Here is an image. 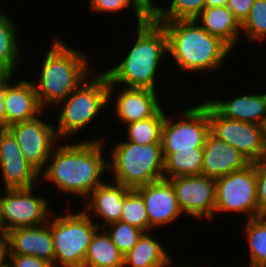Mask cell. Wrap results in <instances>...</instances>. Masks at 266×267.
Here are the masks:
<instances>
[{"label":"cell","instance_id":"f35d334b","mask_svg":"<svg viewBox=\"0 0 266 267\" xmlns=\"http://www.w3.org/2000/svg\"><path fill=\"white\" fill-rule=\"evenodd\" d=\"M7 240H0V267L7 263Z\"/></svg>","mask_w":266,"mask_h":267},{"label":"cell","instance_id":"4fadbf2b","mask_svg":"<svg viewBox=\"0 0 266 267\" xmlns=\"http://www.w3.org/2000/svg\"><path fill=\"white\" fill-rule=\"evenodd\" d=\"M175 191L182 213L194 219L214 217L216 190L215 179L204 175L177 176L168 179Z\"/></svg>","mask_w":266,"mask_h":267},{"label":"cell","instance_id":"7bdbcfd3","mask_svg":"<svg viewBox=\"0 0 266 267\" xmlns=\"http://www.w3.org/2000/svg\"><path fill=\"white\" fill-rule=\"evenodd\" d=\"M181 267H197V266H191V265H190V266H189V265L183 266V265H182ZM198 267H199V266H198ZM200 267H201V266H200ZM203 267H204V266H203Z\"/></svg>","mask_w":266,"mask_h":267},{"label":"cell","instance_id":"d6a6232c","mask_svg":"<svg viewBox=\"0 0 266 267\" xmlns=\"http://www.w3.org/2000/svg\"><path fill=\"white\" fill-rule=\"evenodd\" d=\"M91 11L96 12H121L129 7L136 14L137 25L145 22L148 18L132 3L131 0H90Z\"/></svg>","mask_w":266,"mask_h":267},{"label":"cell","instance_id":"e575fe53","mask_svg":"<svg viewBox=\"0 0 266 267\" xmlns=\"http://www.w3.org/2000/svg\"><path fill=\"white\" fill-rule=\"evenodd\" d=\"M7 260L10 267H53L46 260L32 255H7Z\"/></svg>","mask_w":266,"mask_h":267},{"label":"cell","instance_id":"8d00e7d4","mask_svg":"<svg viewBox=\"0 0 266 267\" xmlns=\"http://www.w3.org/2000/svg\"><path fill=\"white\" fill-rule=\"evenodd\" d=\"M132 3L147 17L154 18L161 7L154 4L153 0H131Z\"/></svg>","mask_w":266,"mask_h":267},{"label":"cell","instance_id":"2e32d148","mask_svg":"<svg viewBox=\"0 0 266 267\" xmlns=\"http://www.w3.org/2000/svg\"><path fill=\"white\" fill-rule=\"evenodd\" d=\"M47 225L45 223L10 230L7 234V255H32L46 260L54 267L53 238L51 228Z\"/></svg>","mask_w":266,"mask_h":267},{"label":"cell","instance_id":"7a4b0ae2","mask_svg":"<svg viewBox=\"0 0 266 267\" xmlns=\"http://www.w3.org/2000/svg\"><path fill=\"white\" fill-rule=\"evenodd\" d=\"M137 37L125 59L103 72L114 86L157 90L155 75L164 55H168V38L164 27L153 18L137 25ZM122 84V85H121ZM125 84V85H124Z\"/></svg>","mask_w":266,"mask_h":267},{"label":"cell","instance_id":"5b68a950","mask_svg":"<svg viewBox=\"0 0 266 267\" xmlns=\"http://www.w3.org/2000/svg\"><path fill=\"white\" fill-rule=\"evenodd\" d=\"M108 171L114 172V182L136 189L164 178L162 144L139 145L121 142L112 147ZM112 162V163H110Z\"/></svg>","mask_w":266,"mask_h":267},{"label":"cell","instance_id":"1f68e13d","mask_svg":"<svg viewBox=\"0 0 266 267\" xmlns=\"http://www.w3.org/2000/svg\"><path fill=\"white\" fill-rule=\"evenodd\" d=\"M105 231L123 255L137 244L138 239L144 233L141 229L121 220L108 224Z\"/></svg>","mask_w":266,"mask_h":267},{"label":"cell","instance_id":"836d02e7","mask_svg":"<svg viewBox=\"0 0 266 267\" xmlns=\"http://www.w3.org/2000/svg\"><path fill=\"white\" fill-rule=\"evenodd\" d=\"M259 217H266V159L255 162Z\"/></svg>","mask_w":266,"mask_h":267},{"label":"cell","instance_id":"277c9868","mask_svg":"<svg viewBox=\"0 0 266 267\" xmlns=\"http://www.w3.org/2000/svg\"><path fill=\"white\" fill-rule=\"evenodd\" d=\"M88 61L83 52L56 39L44 57L40 77L32 82L41 107L51 103L59 107L61 101L88 79L91 73Z\"/></svg>","mask_w":266,"mask_h":267},{"label":"cell","instance_id":"7c38bea8","mask_svg":"<svg viewBox=\"0 0 266 267\" xmlns=\"http://www.w3.org/2000/svg\"><path fill=\"white\" fill-rule=\"evenodd\" d=\"M39 116L12 124L7 129L16 139L25 160L41 175L59 138L55 126Z\"/></svg>","mask_w":266,"mask_h":267},{"label":"cell","instance_id":"6da1fadb","mask_svg":"<svg viewBox=\"0 0 266 267\" xmlns=\"http://www.w3.org/2000/svg\"><path fill=\"white\" fill-rule=\"evenodd\" d=\"M103 140H82L78 143L63 144L53 148L49 164L42 172L45 181L51 182L61 193L84 197L104 181L101 177L108 170ZM51 160V161H50ZM51 163H50V162ZM106 171V172H105ZM103 175V176H101Z\"/></svg>","mask_w":266,"mask_h":267},{"label":"cell","instance_id":"d6986e66","mask_svg":"<svg viewBox=\"0 0 266 267\" xmlns=\"http://www.w3.org/2000/svg\"><path fill=\"white\" fill-rule=\"evenodd\" d=\"M13 74H7V94L4 99L6 128L18 122L29 121L43 113L32 81L10 83Z\"/></svg>","mask_w":266,"mask_h":267},{"label":"cell","instance_id":"7402d4cb","mask_svg":"<svg viewBox=\"0 0 266 267\" xmlns=\"http://www.w3.org/2000/svg\"><path fill=\"white\" fill-rule=\"evenodd\" d=\"M195 20L206 32L219 38L231 50L240 42L241 24L227 6L205 8Z\"/></svg>","mask_w":266,"mask_h":267},{"label":"cell","instance_id":"ba28073f","mask_svg":"<svg viewBox=\"0 0 266 267\" xmlns=\"http://www.w3.org/2000/svg\"><path fill=\"white\" fill-rule=\"evenodd\" d=\"M200 104L208 111L212 135L233 146L250 163L266 159L265 126L225 118L206 100Z\"/></svg>","mask_w":266,"mask_h":267},{"label":"cell","instance_id":"9a60e30c","mask_svg":"<svg viewBox=\"0 0 266 267\" xmlns=\"http://www.w3.org/2000/svg\"><path fill=\"white\" fill-rule=\"evenodd\" d=\"M136 190L141 194L150 226L159 227L174 222L182 211L176 199L174 188L168 179L140 186Z\"/></svg>","mask_w":266,"mask_h":267},{"label":"cell","instance_id":"603a6c76","mask_svg":"<svg viewBox=\"0 0 266 267\" xmlns=\"http://www.w3.org/2000/svg\"><path fill=\"white\" fill-rule=\"evenodd\" d=\"M149 232H144L137 244L124 255L123 267H170L171 256L165 247L154 239Z\"/></svg>","mask_w":266,"mask_h":267},{"label":"cell","instance_id":"60d3db41","mask_svg":"<svg viewBox=\"0 0 266 267\" xmlns=\"http://www.w3.org/2000/svg\"><path fill=\"white\" fill-rule=\"evenodd\" d=\"M7 234L8 232L6 231L1 219V207H0V240H7Z\"/></svg>","mask_w":266,"mask_h":267},{"label":"cell","instance_id":"3957f363","mask_svg":"<svg viewBox=\"0 0 266 267\" xmlns=\"http://www.w3.org/2000/svg\"><path fill=\"white\" fill-rule=\"evenodd\" d=\"M167 34L168 53L180 72L218 71L232 51L196 20L157 21Z\"/></svg>","mask_w":266,"mask_h":267},{"label":"cell","instance_id":"ac0fdd59","mask_svg":"<svg viewBox=\"0 0 266 267\" xmlns=\"http://www.w3.org/2000/svg\"><path fill=\"white\" fill-rule=\"evenodd\" d=\"M201 175L214 179L244 169L250 162L233 146L219 140L211 133L203 147Z\"/></svg>","mask_w":266,"mask_h":267},{"label":"cell","instance_id":"83f0119b","mask_svg":"<svg viewBox=\"0 0 266 267\" xmlns=\"http://www.w3.org/2000/svg\"><path fill=\"white\" fill-rule=\"evenodd\" d=\"M245 222L249 262L266 265V217L250 218Z\"/></svg>","mask_w":266,"mask_h":267},{"label":"cell","instance_id":"30bf717a","mask_svg":"<svg viewBox=\"0 0 266 267\" xmlns=\"http://www.w3.org/2000/svg\"><path fill=\"white\" fill-rule=\"evenodd\" d=\"M182 113V119L176 122L165 115L161 129L162 152L193 151V148L204 147L210 134L208 111L198 104Z\"/></svg>","mask_w":266,"mask_h":267},{"label":"cell","instance_id":"ab89813d","mask_svg":"<svg viewBox=\"0 0 266 267\" xmlns=\"http://www.w3.org/2000/svg\"><path fill=\"white\" fill-rule=\"evenodd\" d=\"M206 8L227 6L228 0H205Z\"/></svg>","mask_w":266,"mask_h":267},{"label":"cell","instance_id":"d4e9b609","mask_svg":"<svg viewBox=\"0 0 266 267\" xmlns=\"http://www.w3.org/2000/svg\"><path fill=\"white\" fill-rule=\"evenodd\" d=\"M16 26L12 18L0 10V74H13L22 63Z\"/></svg>","mask_w":266,"mask_h":267},{"label":"cell","instance_id":"d590c367","mask_svg":"<svg viewBox=\"0 0 266 267\" xmlns=\"http://www.w3.org/2000/svg\"><path fill=\"white\" fill-rule=\"evenodd\" d=\"M254 0H228L227 7L241 24L249 14Z\"/></svg>","mask_w":266,"mask_h":267},{"label":"cell","instance_id":"8fae6325","mask_svg":"<svg viewBox=\"0 0 266 267\" xmlns=\"http://www.w3.org/2000/svg\"><path fill=\"white\" fill-rule=\"evenodd\" d=\"M0 196L1 219L7 232L17 227L38 226L52 219L45 197L35 196L33 187L5 189Z\"/></svg>","mask_w":266,"mask_h":267},{"label":"cell","instance_id":"5bb4252c","mask_svg":"<svg viewBox=\"0 0 266 267\" xmlns=\"http://www.w3.org/2000/svg\"><path fill=\"white\" fill-rule=\"evenodd\" d=\"M0 171L4 189L31 188L41 178L25 160L16 139L7 128L0 129Z\"/></svg>","mask_w":266,"mask_h":267},{"label":"cell","instance_id":"ffe728a7","mask_svg":"<svg viewBox=\"0 0 266 267\" xmlns=\"http://www.w3.org/2000/svg\"><path fill=\"white\" fill-rule=\"evenodd\" d=\"M130 190L131 188L125 187L120 183L114 181L113 183H106L104 181L87 197L90 202L87 201L89 205L84 208V211L88 215H96L99 221L101 219L104 222L103 226L120 221L123 201Z\"/></svg>","mask_w":266,"mask_h":267},{"label":"cell","instance_id":"f1b7e54d","mask_svg":"<svg viewBox=\"0 0 266 267\" xmlns=\"http://www.w3.org/2000/svg\"><path fill=\"white\" fill-rule=\"evenodd\" d=\"M122 208L121 221L141 229L143 232H149L154 229L149 224L145 202L136 189H131L127 193Z\"/></svg>","mask_w":266,"mask_h":267},{"label":"cell","instance_id":"74e56055","mask_svg":"<svg viewBox=\"0 0 266 267\" xmlns=\"http://www.w3.org/2000/svg\"><path fill=\"white\" fill-rule=\"evenodd\" d=\"M7 94V74H0V129L6 128L4 99Z\"/></svg>","mask_w":266,"mask_h":267},{"label":"cell","instance_id":"f546056e","mask_svg":"<svg viewBox=\"0 0 266 267\" xmlns=\"http://www.w3.org/2000/svg\"><path fill=\"white\" fill-rule=\"evenodd\" d=\"M171 2V3H170ZM170 7L160 8L155 21L195 20L206 8L205 0H171Z\"/></svg>","mask_w":266,"mask_h":267},{"label":"cell","instance_id":"44dd1931","mask_svg":"<svg viewBox=\"0 0 266 267\" xmlns=\"http://www.w3.org/2000/svg\"><path fill=\"white\" fill-rule=\"evenodd\" d=\"M223 117L266 127V93L241 95L233 100H208Z\"/></svg>","mask_w":266,"mask_h":267},{"label":"cell","instance_id":"8992f818","mask_svg":"<svg viewBox=\"0 0 266 267\" xmlns=\"http://www.w3.org/2000/svg\"><path fill=\"white\" fill-rule=\"evenodd\" d=\"M109 102V81L104 73L91 76L75 89L66 99L61 101L62 110L59 113L55 127L57 137L73 136L83 127L89 125L99 112Z\"/></svg>","mask_w":266,"mask_h":267},{"label":"cell","instance_id":"4316f807","mask_svg":"<svg viewBox=\"0 0 266 267\" xmlns=\"http://www.w3.org/2000/svg\"><path fill=\"white\" fill-rule=\"evenodd\" d=\"M162 107L151 117L127 124V142L139 145L161 143V129L165 119Z\"/></svg>","mask_w":266,"mask_h":267},{"label":"cell","instance_id":"9c48e42d","mask_svg":"<svg viewBox=\"0 0 266 267\" xmlns=\"http://www.w3.org/2000/svg\"><path fill=\"white\" fill-rule=\"evenodd\" d=\"M215 190L214 216L217 212H237L247 215L246 220L259 217L255 163L215 179Z\"/></svg>","mask_w":266,"mask_h":267},{"label":"cell","instance_id":"52a82bcc","mask_svg":"<svg viewBox=\"0 0 266 267\" xmlns=\"http://www.w3.org/2000/svg\"><path fill=\"white\" fill-rule=\"evenodd\" d=\"M85 211L71 212L48 221L55 251L54 267H83L95 232L100 228Z\"/></svg>","mask_w":266,"mask_h":267},{"label":"cell","instance_id":"4dcf8cb0","mask_svg":"<svg viewBox=\"0 0 266 267\" xmlns=\"http://www.w3.org/2000/svg\"><path fill=\"white\" fill-rule=\"evenodd\" d=\"M241 33H245L250 43L266 41V0H254L249 14L241 23Z\"/></svg>","mask_w":266,"mask_h":267},{"label":"cell","instance_id":"484cf974","mask_svg":"<svg viewBox=\"0 0 266 267\" xmlns=\"http://www.w3.org/2000/svg\"><path fill=\"white\" fill-rule=\"evenodd\" d=\"M203 148L193 151L162 152L164 157V179L177 176L201 175Z\"/></svg>","mask_w":266,"mask_h":267},{"label":"cell","instance_id":"cb8c5ba5","mask_svg":"<svg viewBox=\"0 0 266 267\" xmlns=\"http://www.w3.org/2000/svg\"><path fill=\"white\" fill-rule=\"evenodd\" d=\"M104 227L93 235L83 267H123L124 255L112 242Z\"/></svg>","mask_w":266,"mask_h":267},{"label":"cell","instance_id":"e0dca14e","mask_svg":"<svg viewBox=\"0 0 266 267\" xmlns=\"http://www.w3.org/2000/svg\"><path fill=\"white\" fill-rule=\"evenodd\" d=\"M113 84H109V104L112 97L116 99V116L125 124H131L153 116L162 106L157 92L147 88H123L119 94L114 91ZM113 94V95H112Z\"/></svg>","mask_w":266,"mask_h":267},{"label":"cell","instance_id":"ee69618b","mask_svg":"<svg viewBox=\"0 0 266 267\" xmlns=\"http://www.w3.org/2000/svg\"><path fill=\"white\" fill-rule=\"evenodd\" d=\"M2 267H10L7 263L4 265V266H2Z\"/></svg>","mask_w":266,"mask_h":267},{"label":"cell","instance_id":"b9f144b4","mask_svg":"<svg viewBox=\"0 0 266 267\" xmlns=\"http://www.w3.org/2000/svg\"><path fill=\"white\" fill-rule=\"evenodd\" d=\"M247 267H266L264 264H256V263H250Z\"/></svg>","mask_w":266,"mask_h":267}]
</instances>
